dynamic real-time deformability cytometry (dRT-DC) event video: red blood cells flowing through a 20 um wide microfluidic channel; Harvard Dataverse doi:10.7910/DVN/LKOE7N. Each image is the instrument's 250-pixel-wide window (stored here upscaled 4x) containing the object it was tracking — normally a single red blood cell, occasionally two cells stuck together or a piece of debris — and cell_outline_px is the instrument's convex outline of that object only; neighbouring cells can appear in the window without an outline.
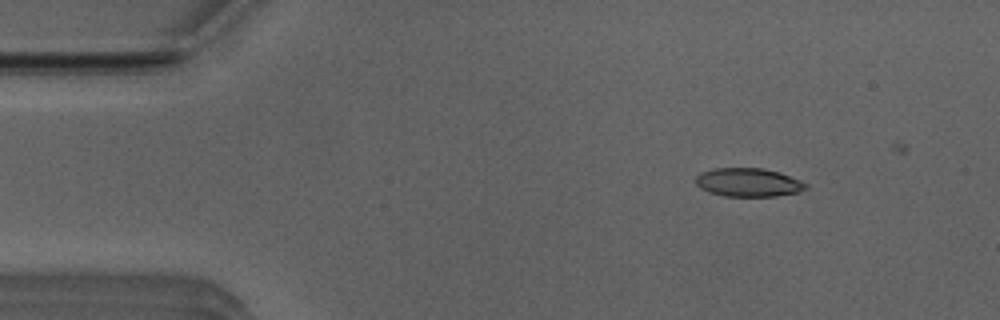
{"species": "Egyptian fruit bat (a non-hibernating species)", "species_latin": "Rousettus aegyptiacus", "temperature_condition": "room temperature", "stored_images_in_passage": 39, "camera_frame_rate_fps": 3000, "um_per_image_px": 0.085, "animal": {"sex": "male"}, "frame": {"image": 1, "passage_image": 2, "time_ms": 0.333, "image_size_px": [1000, 320], "cell_outline_px": [[808, 188], [800, 192], [776, 196], [724, 196], [708, 192], [700, 188], [696, 184], [696, 176], [700, 172], [712, 168], [764, 168], [780, 172], [800, 180], [808, 184]], "centroid_in_image_um": [63.62, 15.5], "position_along_channel_um": 21.4, "area_um2": 18.55}}
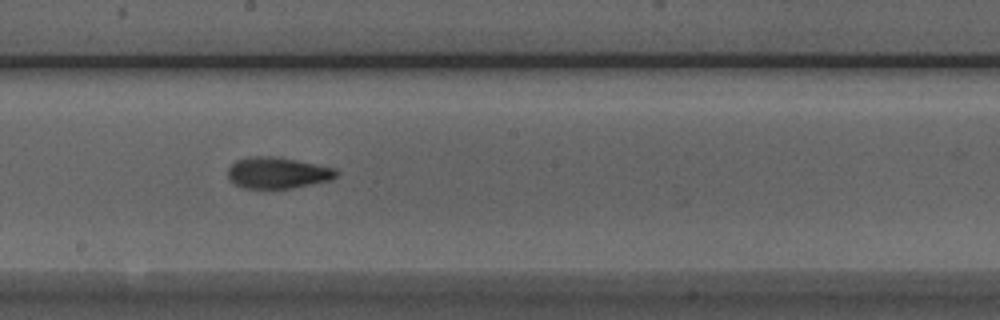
{"frame": {"image": 2, "passage_image": 23, "time_ms": 7.333, "image_size_px": [1000, 320], "cell_outline_px": [[340, 172], [332, 180], [292, 188], [244, 188], [232, 184], [228, 176], [228, 168], [236, 160], [248, 156], [272, 156], [296, 160], [336, 168]], "centroid_in_image_um": [23.59, 14.69], "position_along_channel_um": 224.6, "area_um2": 19.94}}
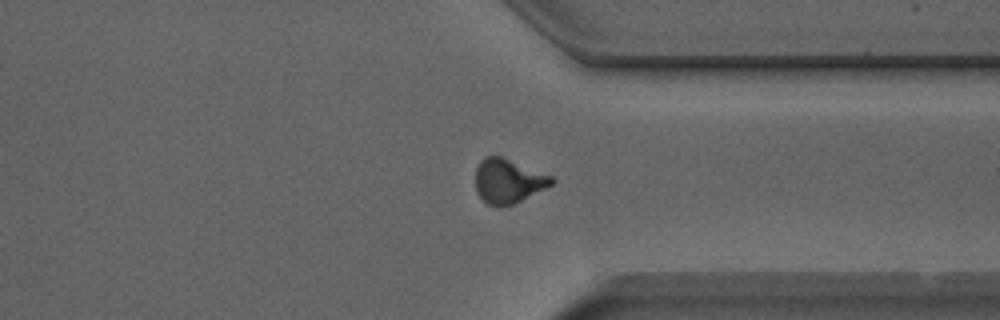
{"frame": {"image": 3, "passage_image": 34, "time_ms": 11.0, "image_size_px": [1000, 320], "cell_outline_px": [[556, 180], [552, 184], [512, 204], [500, 208], [496, 208], [488, 204], [476, 192], [476, 168], [480, 160], [484, 156], [500, 156], [552, 176]], "centroid_in_image_um": [43.15, 15.39], "position_along_channel_um": 368.2, "area_um2": 19.42}, "authors_computed_cell_mechanics": {"area_um2": 19.4208, "velocity_mm_per_s": 3.9644, "shape_relaxation_time_tau1_ms": 4.9308, "shape_relaxation_time_tau2_ms": 1.999, "deformation_change_tau1": 0.1977, "deformation_change_tau2": 0.1045}}